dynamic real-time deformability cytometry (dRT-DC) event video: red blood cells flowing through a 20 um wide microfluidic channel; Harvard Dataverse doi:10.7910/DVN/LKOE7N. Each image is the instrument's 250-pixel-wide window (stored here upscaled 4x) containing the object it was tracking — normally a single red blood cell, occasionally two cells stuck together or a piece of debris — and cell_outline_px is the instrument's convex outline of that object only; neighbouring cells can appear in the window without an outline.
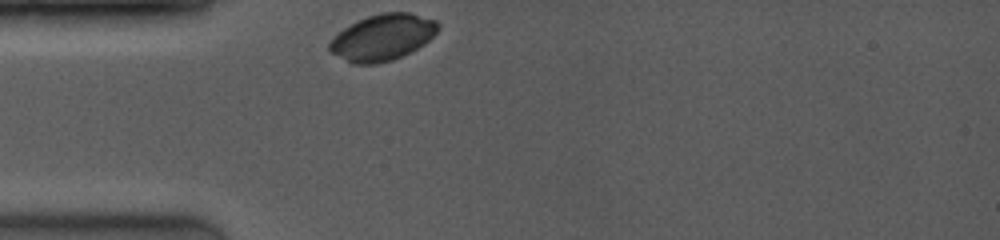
{"species": "common noctule bat (a hibernating species)", "species_latin": "Nyctalus noctula", "temperature_condition": "room temperature", "stored_images_in_passage": 34, "camera_frame_rate_fps": 4000, "um_per_image_px": 0.085, "animal": {"sex": "female", "body_mass_g": 19.0, "forearm_length_mm": 53.3}, "frame": {"image": 1, "passage_image": 1, "time_ms": 0.0, "image_size_px": [1000, 240], "cell_outline_px": [[440, 24], [436, 32], [424, 44], [392, 60], [376, 64], [352, 64], [328, 52], [328, 44], [344, 28], [368, 16], [384, 12], [408, 12], [436, 20]], "centroid_in_image_um": [32.5, 3.19], "position_along_channel_um": 52.5, "area_um2": 28.9}}
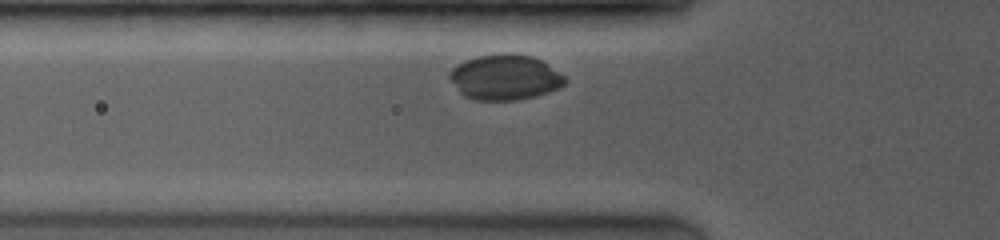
{"frame": {"image": 2, "passage_image": 9, "time_ms": 1.0, "image_size_px": [1000, 240], "cell_outline_px": [[564, 84], [548, 92], [536, 96], [520, 100], [476, 100], [464, 96], [460, 92], [448, 76], [448, 72], [452, 68], [476, 56], [500, 52], [516, 52], [532, 56], [540, 60], [564, 76]], "centroid_in_image_um": [42.89, 6.55], "position_along_channel_um": 82.9, "area_um2": 30.4}}
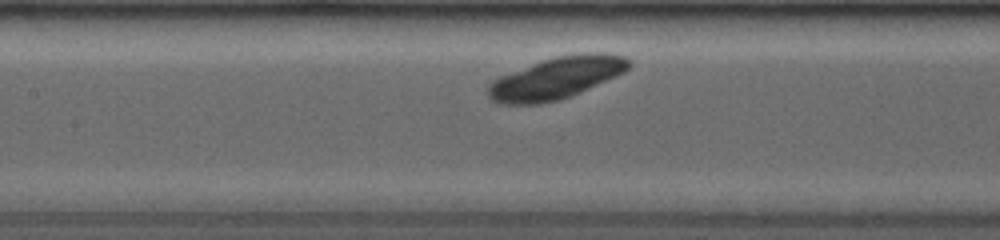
{"frame": {"image": 3, "passage_image": 25, "time_ms": 3.0, "image_size_px": [1000, 240], "cell_outline_px": [[632, 64], [624, 72], [560, 100], [540, 104], [496, 104], [488, 96], [488, 88], [500, 76], [544, 60], [556, 56], [580, 52], [608, 52], [628, 56], [632, 60]], "centroid_in_image_um": [47.35, 6.61], "position_along_channel_um": 160.0, "area_um2": 34.16}}